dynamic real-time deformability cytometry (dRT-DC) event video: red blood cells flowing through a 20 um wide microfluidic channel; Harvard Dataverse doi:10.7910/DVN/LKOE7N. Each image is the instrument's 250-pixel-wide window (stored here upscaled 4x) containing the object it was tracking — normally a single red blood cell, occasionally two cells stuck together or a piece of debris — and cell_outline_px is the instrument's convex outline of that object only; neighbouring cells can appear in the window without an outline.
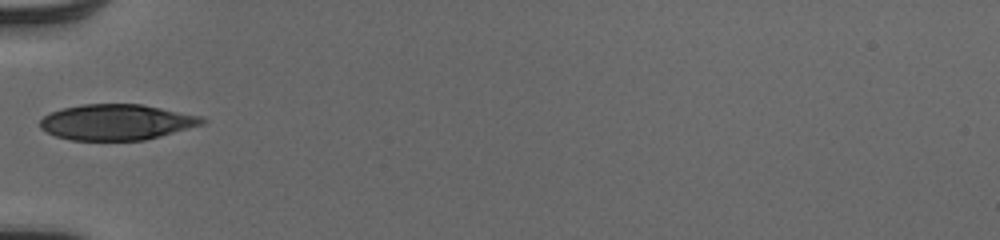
{"species": "human", "species_latin": "Homo sapiens", "temperature_condition": "cold", "stored_images_in_passage": 33, "camera_frame_rate_fps": 3000, "um_per_image_px": 0.085, "donor": {"sex": "male"}, "frame": {"image": 1, "passage_image": 1, "time_ms": 0.0, "image_size_px": [1000, 240], "cell_outline_px": [[208, 120], [204, 124], [160, 136], [144, 140], [72, 140], [56, 136], [40, 128], [40, 120], [44, 116], [52, 112], [64, 108], [80, 104], [140, 104], [200, 116]], "centroid_in_image_um": [9.91, 10.38], "position_along_channel_um": 75.1, "area_um2": 33.47}}
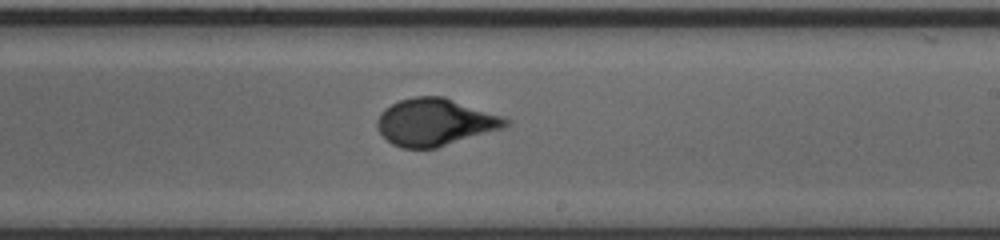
{"frame": {"image": 2, "passage_image": 14, "time_ms": 4.333, "image_size_px": [1000, 240], "cell_outline_px": [[512, 124], [504, 128], [436, 148], [400, 148], [392, 144], [376, 128], [376, 120], [380, 112], [384, 108], [400, 100], [416, 96], [444, 96], [504, 116], [512, 120]], "centroid_in_image_um": [37.01, 10.37], "position_along_channel_um": 252.0, "area_um2": 35.66}}
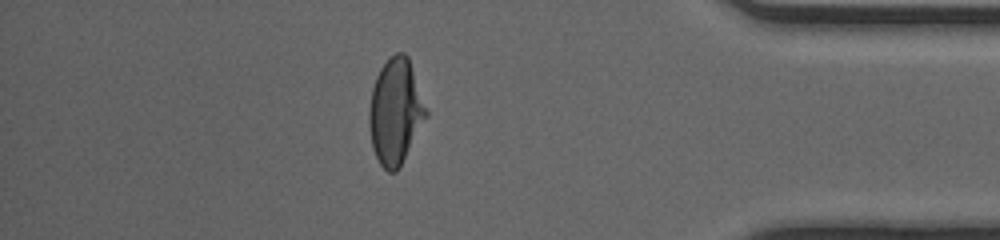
{"frame": {"image": 3, "passage_image": 27, "time_ms": 8.667, "image_size_px": [1000, 240], "cell_outline_px": [[428, 116], [396, 172], [388, 172], [380, 164], [372, 148], [368, 124], [368, 112], [372, 88], [376, 76], [380, 68], [396, 52], [404, 52], [408, 56], [428, 112]], "centroid_in_image_um": [33.6, 9.48], "position_along_channel_um": 401.6, "area_um2": 34.91}, "authors_computed_cell_mechanics": {"area_um2": 34.7378, "velocity_mm_per_s": 4.0936, "shape_relaxation_time_tau1_ms": 4.0251, "shape_relaxation_time_tau2_ms": null, "deformation_change_tau1": 0.1792, "deformation_change_tau2": null}}